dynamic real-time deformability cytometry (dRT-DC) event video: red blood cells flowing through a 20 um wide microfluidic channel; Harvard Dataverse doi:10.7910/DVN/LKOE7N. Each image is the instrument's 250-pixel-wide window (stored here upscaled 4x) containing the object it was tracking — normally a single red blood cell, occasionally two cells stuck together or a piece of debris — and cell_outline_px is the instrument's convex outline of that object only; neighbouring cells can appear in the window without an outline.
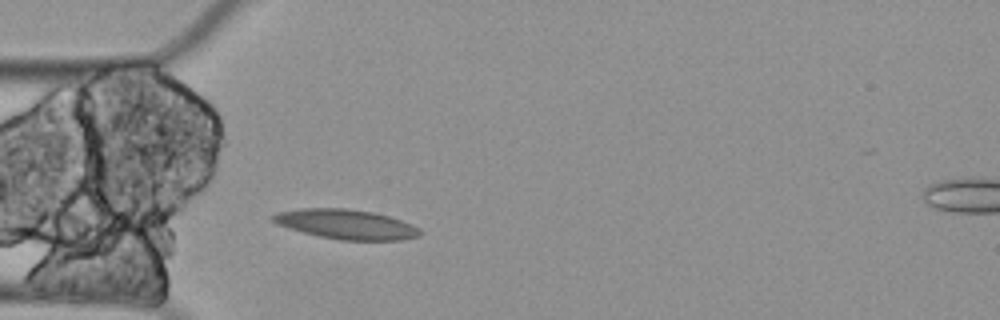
{"species": "Egyptian fruit bat (a non-hibernating species)", "species_latin": "Rousettus aegyptiacus", "temperature_condition": "cold", "stored_images_in_passage": 1, "camera_frame_rate_fps": 3000, "um_per_image_px": 0.085, "animal": {"sex": "female"}, "frame": {"image": 1, "passage_image": 1, "time_ms": 0.0, "image_size_px": [1000, 320], "cell_outline_px": [[420, 236], [400, 240], [340, 240], [320, 236], [288, 228], [276, 224], [272, 220], [272, 216], [276, 212], [300, 208], [348, 208], [372, 212], [388, 216], [412, 224], [420, 228]], "centroid_in_image_um": [29.41, 19.05], "position_along_channel_um": 55.6, "area_um2": 25.37}}